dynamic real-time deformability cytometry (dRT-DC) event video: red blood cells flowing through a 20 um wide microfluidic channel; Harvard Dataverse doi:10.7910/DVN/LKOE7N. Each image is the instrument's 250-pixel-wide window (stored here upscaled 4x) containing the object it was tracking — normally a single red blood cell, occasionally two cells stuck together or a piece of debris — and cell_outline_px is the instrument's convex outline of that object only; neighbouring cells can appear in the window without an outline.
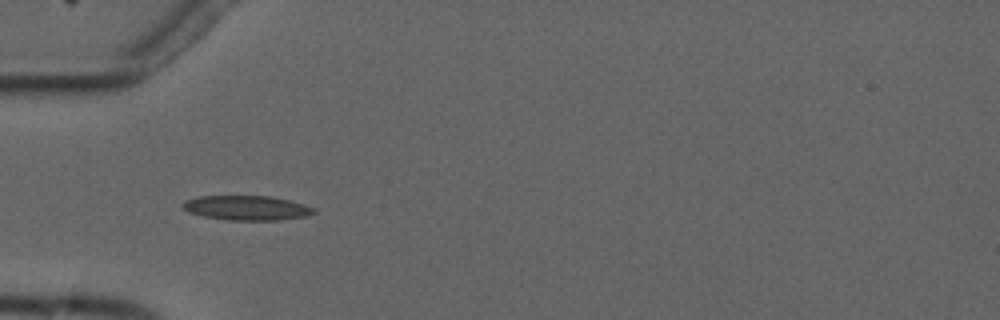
{"species": "common noctule bat (a hibernating species)", "species_latin": "Nyctalus noctula", "temperature_condition": "cold", "stored_images_in_passage": 6, "camera_frame_rate_fps": 3000, "um_per_image_px": 0.085, "animal": {"sex": "male", "forearm_length_mm": 52.5}, "frame": {"image": 1, "passage_image": 5, "time_ms": 5.667, "image_size_px": [1000, 320], "cell_outline_px": [[316, 212], [304, 216], [280, 220], [228, 220], [204, 216], [188, 212], [180, 204], [184, 200], [200, 196], [272, 196], [292, 200], [316, 208]], "centroid_in_image_um": [20.98, 17.66], "position_along_channel_um": 64.0, "area_um2": 18.9}}
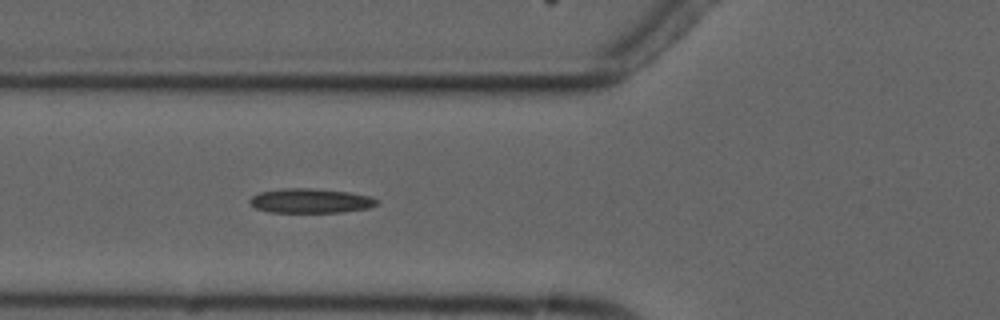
{"frame": {"image": 2, "passage_image": 6, "time_ms": 6.667, "image_size_px": [1000, 320], "cell_outline_px": [[380, 204], [368, 208], [344, 212], [268, 212], [256, 208], [248, 200], [252, 196], [260, 192], [284, 188], [312, 188], [348, 192], [368, 196], [380, 200]], "centroid_in_image_um": [26.42, 17.07], "position_along_channel_um": 99.4, "area_um2": 18.15}}